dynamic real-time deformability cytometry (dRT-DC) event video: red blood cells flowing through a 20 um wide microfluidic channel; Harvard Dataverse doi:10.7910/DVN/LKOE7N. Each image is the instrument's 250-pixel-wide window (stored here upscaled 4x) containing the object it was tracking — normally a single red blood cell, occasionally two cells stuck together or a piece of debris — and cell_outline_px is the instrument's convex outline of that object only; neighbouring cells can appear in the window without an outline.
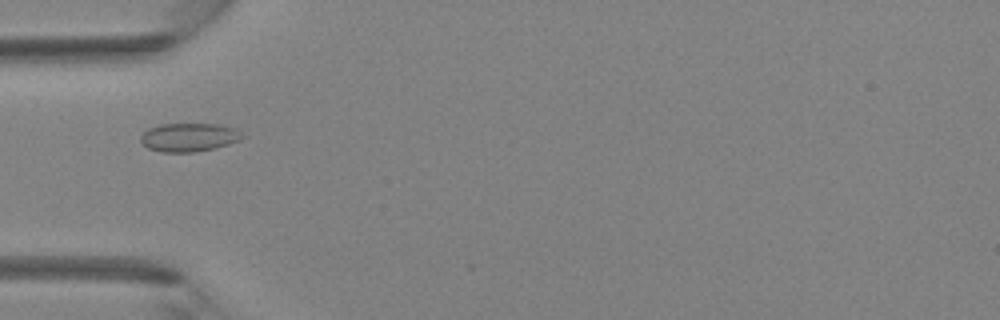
{"species": "Egyptian fruit bat (a non-hibernating species)", "species_latin": "Rousettus aegyptiacus", "temperature_condition": "room temperature", "stored_images_in_passage": 2, "camera_frame_rate_fps": 3000, "um_per_image_px": 0.085, "animal": {"sex": "female"}, "frame": {"image": 1, "passage_image": 1, "time_ms": 0.0, "image_size_px": [1000, 320], "cell_outline_px": [[244, 136], [240, 140], [216, 148], [192, 152], [160, 152], [148, 148], [140, 140], [140, 136], [148, 128], [160, 124], [220, 124], [236, 128]], "centroid_in_image_um": [16.06, 11.66], "position_along_channel_um": 68.9, "area_um2": 16.94}}
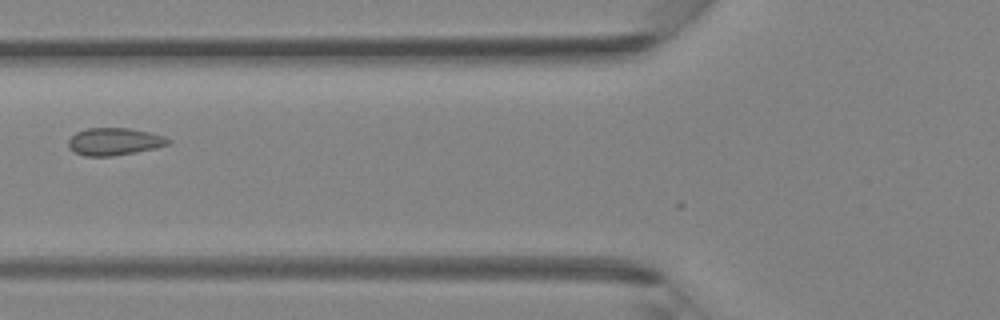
{"frame": {"image": 2, "passage_image": 2, "time_ms": 1.0, "image_size_px": [1000, 320], "cell_outline_px": [[172, 144], [156, 148], [112, 156], [84, 156], [68, 148], [68, 140], [76, 132], [88, 128], [128, 128], [148, 132], [164, 136], [172, 140]], "centroid_in_image_um": [9.74, 12.03], "position_along_channel_um": 116.1, "area_um2": 15.95}}